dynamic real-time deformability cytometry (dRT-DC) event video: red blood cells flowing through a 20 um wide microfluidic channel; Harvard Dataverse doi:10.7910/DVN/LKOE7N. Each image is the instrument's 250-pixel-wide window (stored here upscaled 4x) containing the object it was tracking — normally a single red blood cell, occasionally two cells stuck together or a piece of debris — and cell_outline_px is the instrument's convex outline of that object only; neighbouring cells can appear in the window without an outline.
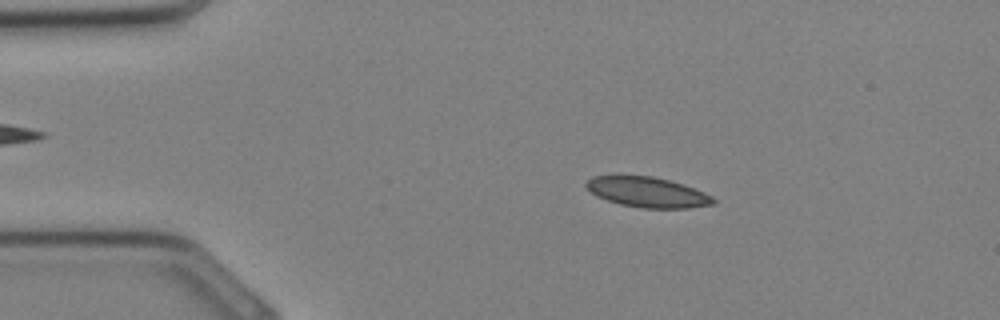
{"species": "Egyptian fruit bat (a non-hibernating species)", "species_latin": "Rousettus aegyptiacus", "temperature_condition": "cold", "stored_images_in_passage": 11, "camera_frame_rate_fps": 3000, "um_per_image_px": 0.085, "animal": {"sex": "female"}, "frame": {"image": 1, "passage_image": 5, "time_ms": 1.333, "image_size_px": [1000, 320], "cell_outline_px": [[716, 204], [688, 208], [640, 208], [620, 204], [596, 196], [584, 184], [592, 176], [652, 176], [668, 180], [704, 192], [712, 196], [716, 200]], "centroid_in_image_um": [55.05, 16.35], "position_along_channel_um": 30.0, "area_um2": 22.14}}
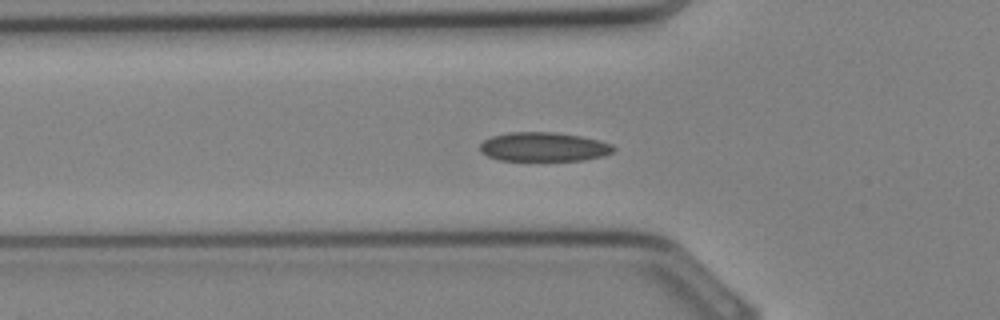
{"frame": {"image": 2, "passage_image": 10, "time_ms": 3.0, "image_size_px": [1000, 320], "cell_outline_px": [[616, 148], [612, 152], [604, 156], [584, 160], [500, 160], [488, 156], [480, 152], [480, 144], [484, 140], [492, 136], [508, 132], [556, 132], [580, 136], [600, 140], [612, 144]], "centroid_in_image_um": [46.23, 12.48], "position_along_channel_um": 79.6, "area_um2": 22.72}}